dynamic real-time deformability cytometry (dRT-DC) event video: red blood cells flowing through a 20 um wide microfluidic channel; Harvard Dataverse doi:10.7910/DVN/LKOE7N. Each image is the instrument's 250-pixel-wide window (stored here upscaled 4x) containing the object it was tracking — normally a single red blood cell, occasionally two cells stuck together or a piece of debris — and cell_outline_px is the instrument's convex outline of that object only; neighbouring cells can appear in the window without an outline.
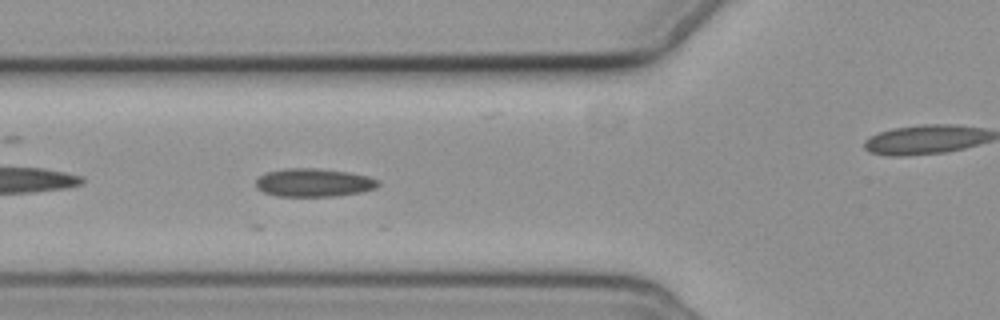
{"species": "common noctule bat (a hibernating species)", "species_latin": "Nyctalus noctula", "temperature_condition": "cold", "stored_images_in_passage": 3, "segment_of_instrument_passage": [1, 2], "camera_frame_rate_fps": 3000, "um_per_image_px": 0.085, "animal": {"sex": "female", "body_mass_g": 19.3, "forearm_length_mm": 54.1}, "frame": {"image": 1, "passage_image": 2, "time_ms": 1.0, "image_size_px": [1000, 320], "cell_outline_px": [[380, 184], [376, 188], [360, 192], [336, 196], [276, 196], [264, 192], [256, 188], [256, 180], [260, 176], [268, 172], [284, 168], [320, 168], [348, 172], [368, 176], [380, 180]], "centroid_in_image_um": [26.69, 15.52], "position_along_channel_um": 99.1, "area_um2": 20.23}}